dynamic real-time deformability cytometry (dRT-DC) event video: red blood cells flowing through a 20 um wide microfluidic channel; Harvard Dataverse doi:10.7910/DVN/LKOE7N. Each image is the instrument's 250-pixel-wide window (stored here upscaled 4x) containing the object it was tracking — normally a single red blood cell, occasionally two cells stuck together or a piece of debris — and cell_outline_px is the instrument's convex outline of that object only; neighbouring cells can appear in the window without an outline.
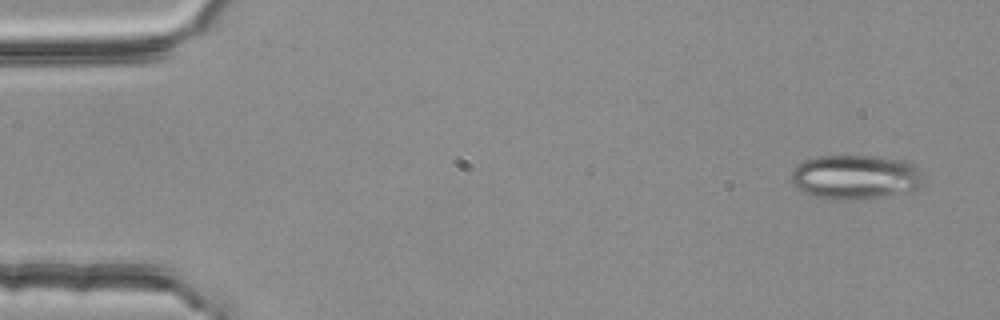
{"species": "common noctule bat (a hibernating species)", "species_latin": "Nyctalus noctula", "temperature_condition": "room temperature", "stored_images_in_passage": 5, "camera_frame_rate_fps": 3000, "um_per_image_px": 0.085, "animal": {"sex": "female", "body_mass_g": 25.1}, "frame": {"image": 1, "passage_image": 1, "time_ms": 0.0, "image_size_px": [1000, 320], "cell_outline_px": [[924, 184], [908, 192], [852, 200], [840, 200], [812, 196], [796, 188], [792, 184], [792, 172], [800, 160], [816, 156], [880, 156], [904, 160], [916, 164], [924, 180]], "centroid_in_image_um": [72.71, 15.03], "position_along_channel_um": 12.3, "area_um2": 34.62}}